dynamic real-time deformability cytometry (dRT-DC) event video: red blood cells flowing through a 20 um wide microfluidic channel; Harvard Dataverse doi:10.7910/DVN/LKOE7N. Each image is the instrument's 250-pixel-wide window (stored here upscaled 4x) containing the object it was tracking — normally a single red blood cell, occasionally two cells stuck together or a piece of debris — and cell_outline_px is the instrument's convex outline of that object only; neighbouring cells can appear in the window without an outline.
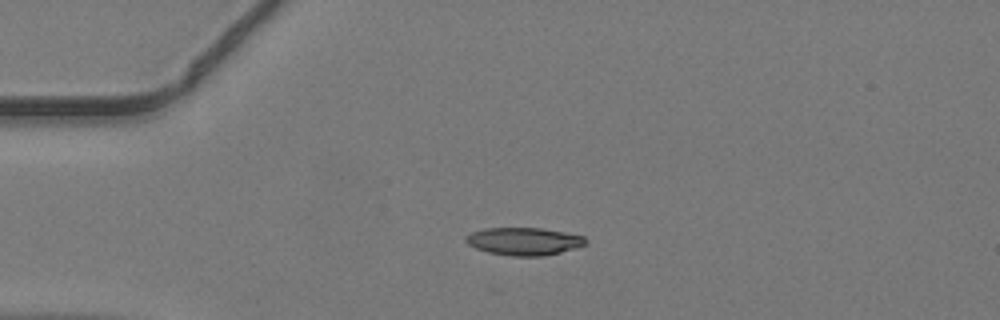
{"species": "common noctule bat (a hibernating species)", "species_latin": "Nyctalus noctula", "temperature_condition": "warm", "stored_images_in_passage": 37, "camera_frame_rate_fps": 3000, "um_per_image_px": 0.085, "animal": {"sex": "male", "body_mass_g": 19.2, "forearm_length_mm": 51.8}, "frame": {"image": 1, "passage_image": 1, "time_ms": 0.0, "image_size_px": [1000, 320], "cell_outline_px": [[588, 244], [576, 248], [544, 256], [512, 256], [488, 252], [476, 248], [468, 244], [464, 240], [464, 236], [472, 232], [484, 228], [540, 228], [564, 232], [584, 236], [588, 240]], "centroid_in_image_um": [44.55, 20.51], "position_along_channel_um": 40.5, "area_um2": 19.42}}
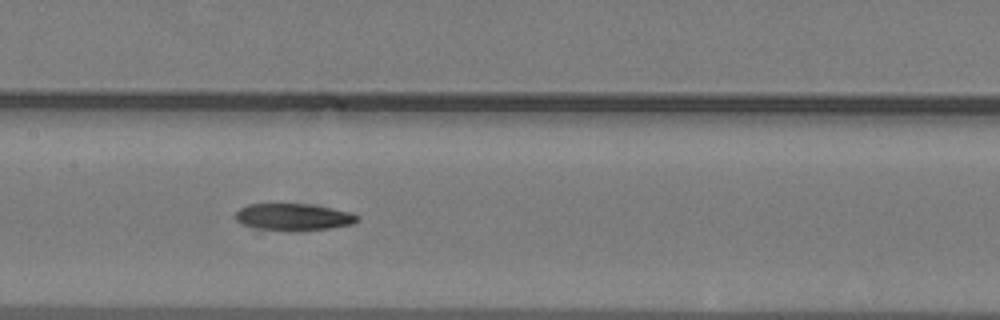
{"frame": {"image": 2, "passage_image": 13, "time_ms": 4.0, "image_size_px": [1000, 320], "cell_outline_px": [[360, 220], [352, 224], [328, 228], [252, 228], [240, 224], [236, 220], [236, 212], [240, 208], [248, 204], [308, 204], [332, 208], [348, 212], [360, 216]], "centroid_in_image_um": [24.92, 18.4], "position_along_channel_um": 182.5, "area_um2": 18.26}}
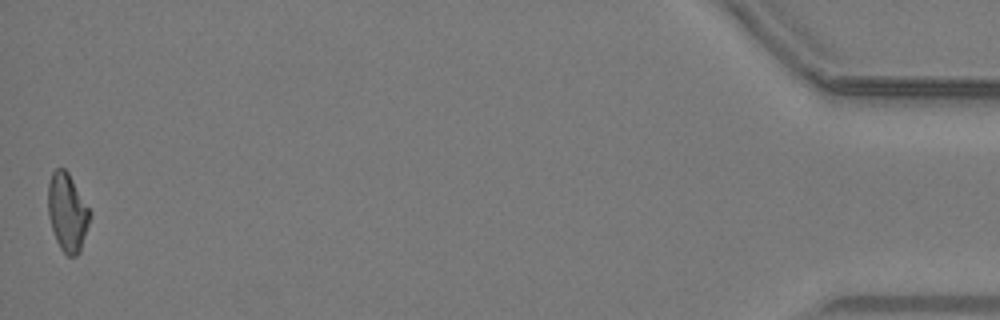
{"frame": {"image": 3, "passage_image": 37, "time_ms": 12.0, "image_size_px": [1000, 320], "cell_outline_px": [[92, 216], [80, 252], [76, 256], [68, 256], [60, 248], [56, 240], [48, 216], [48, 184], [52, 172], [56, 168], [64, 168], [68, 172], [92, 212]], "centroid_in_image_um": [5.74, 18.05], "position_along_channel_um": 429.5, "area_um2": 19.25}}